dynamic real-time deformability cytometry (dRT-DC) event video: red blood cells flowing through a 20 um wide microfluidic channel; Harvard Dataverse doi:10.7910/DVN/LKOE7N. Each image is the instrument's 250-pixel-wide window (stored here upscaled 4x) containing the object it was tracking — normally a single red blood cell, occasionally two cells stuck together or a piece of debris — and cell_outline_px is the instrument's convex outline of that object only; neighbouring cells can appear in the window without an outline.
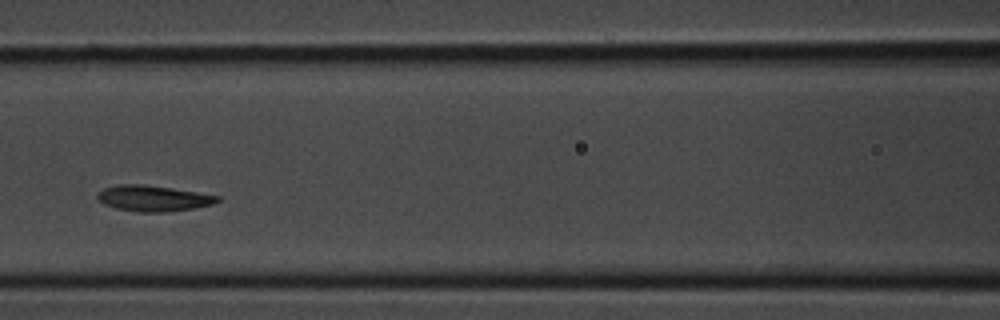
{"species": "common noctule bat (a hibernating species)", "species_latin": "Nyctalus noctula", "temperature_condition": "room temperature", "stored_images_in_passage": 31, "camera_frame_rate_fps": 3000, "um_per_image_px": 0.085, "animal": {"sex": "male", "body_mass_g": 20.1, "forearm_length_mm": 53.5}, "frame": {"image": 1, "passage_image": 10, "time_ms": 3.0, "image_size_px": [1000, 320], "cell_outline_px": [[220, 200], [212, 204], [192, 208], [164, 212], [140, 212], [116, 208], [104, 204], [96, 200], [96, 196], [104, 188], [116, 184], [140, 184], [172, 188], [220, 196]], "centroid_in_image_um": [12.98, 16.85], "position_along_channel_um": 153.6, "area_um2": 17.92}}
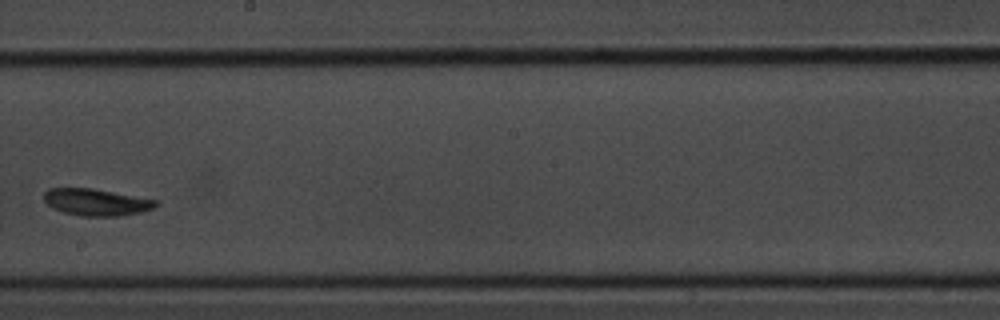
{"frame": {"image": 2, "passage_image": 15, "time_ms": 4.667, "image_size_px": [1000, 320], "cell_outline_px": [[160, 204], [152, 208], [140, 212], [124, 216], [80, 216], [64, 212], [52, 208], [44, 200], [44, 192], [48, 188], [92, 188], [156, 200]], "centroid_in_image_um": [8.17, 17.19], "position_along_channel_um": 240.0, "area_um2": 17.46}}
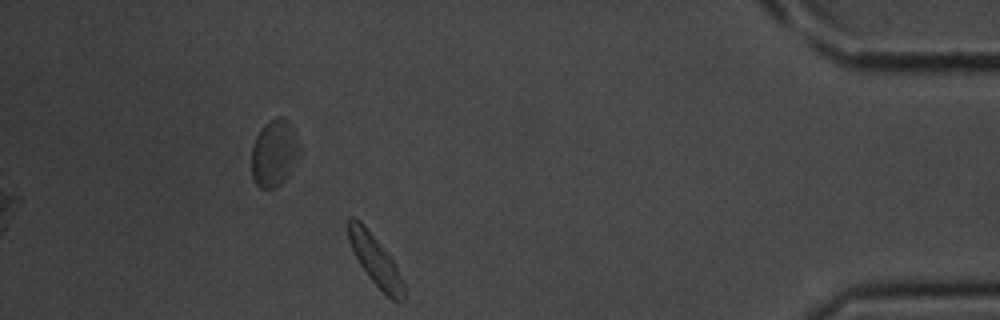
{"frame": {"image": 3, "passage_image": 27, "time_ms": 8.667, "image_size_px": [1000, 320], "cell_outline_px": [[404, 300], [396, 304], [368, 276], [360, 264], [348, 240], [348, 216], [352, 216], [360, 220], [364, 224], [392, 256], [396, 264], [404, 284]], "centroid_in_image_um": [31.93, 22.11], "position_along_channel_um": 403.3, "area_um2": 16.42}}